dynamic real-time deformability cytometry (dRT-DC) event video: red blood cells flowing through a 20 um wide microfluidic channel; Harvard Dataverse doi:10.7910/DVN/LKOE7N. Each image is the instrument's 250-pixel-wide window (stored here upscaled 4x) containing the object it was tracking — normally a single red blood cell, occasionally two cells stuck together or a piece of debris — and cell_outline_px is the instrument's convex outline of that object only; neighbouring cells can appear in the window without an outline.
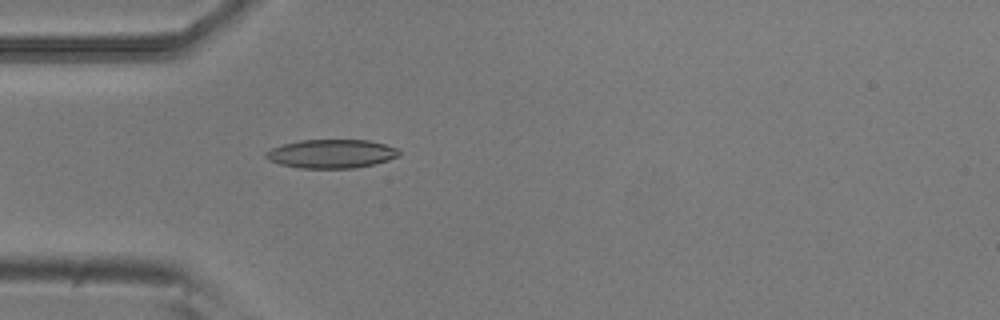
{"species": "common noctule bat (a hibernating species)", "species_latin": "Nyctalus noctula", "temperature_condition": "room temperature", "stored_images_in_passage": 48, "camera_frame_rate_fps": 3000, "um_per_image_px": 0.085, "animal": {"sex": "male", "body_mass_g": 20.5, "forearm_length_mm": 52.5}, "frame": {"image": 1, "passage_image": 10, "time_ms": 3.0, "image_size_px": [1000, 320], "cell_outline_px": [[400, 156], [388, 160], [372, 164], [352, 168], [300, 168], [280, 164], [268, 160], [264, 156], [264, 152], [272, 148], [284, 144], [300, 140], [368, 140], [400, 148]], "centroid_in_image_um": [28.17, 13.06], "position_along_channel_um": 56.8, "area_um2": 22.31}}
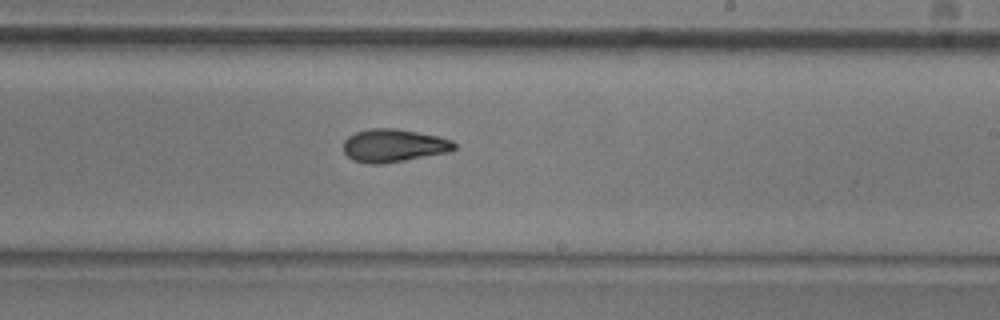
{"frame": {"image": 2, "passage_image": 26, "time_ms": 8.333, "image_size_px": [1000, 320], "cell_outline_px": [[456, 148], [448, 152], [384, 164], [368, 164], [352, 160], [344, 152], [344, 140], [348, 136], [356, 132], [372, 128], [396, 128], [440, 136], [452, 140], [456, 144]], "centroid_in_image_um": [33.47, 12.37], "position_along_channel_um": 255.5, "area_um2": 21.44}}
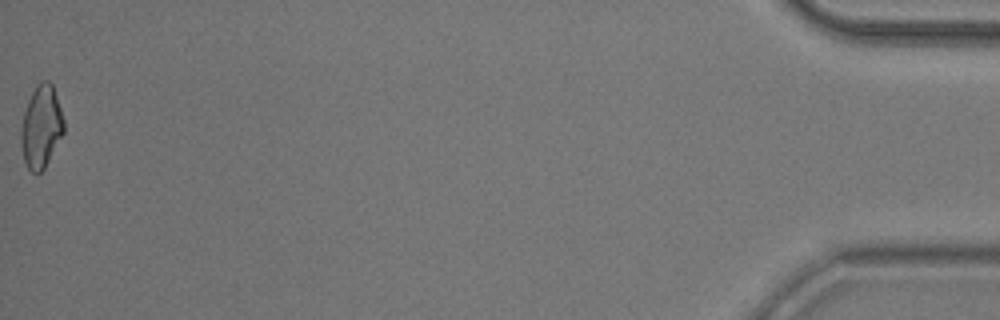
{"frame": {"image": 3, "passage_image": 48, "time_ms": 15.667, "image_size_px": [1000, 320], "cell_outline_px": [[64, 132], [44, 168], [40, 172], [32, 172], [28, 168], [24, 160], [20, 144], [20, 128], [24, 112], [28, 100], [36, 84], [44, 80], [48, 80], [52, 84], [64, 120]], "centroid_in_image_um": [3.48, 10.76], "position_along_channel_um": 431.7, "area_um2": 20.46}, "authors_computed_cell_mechanics": {"area_um2": 20.8658, "velocity_mm_per_s": 3.7853, "shape_relaxation_time_tau1_ms": 6.4943, "shape_relaxation_time_tau2_ms": 3.2186, "deformation_change_tau1": 0.157, "deformation_change_tau2": 0.1001}}